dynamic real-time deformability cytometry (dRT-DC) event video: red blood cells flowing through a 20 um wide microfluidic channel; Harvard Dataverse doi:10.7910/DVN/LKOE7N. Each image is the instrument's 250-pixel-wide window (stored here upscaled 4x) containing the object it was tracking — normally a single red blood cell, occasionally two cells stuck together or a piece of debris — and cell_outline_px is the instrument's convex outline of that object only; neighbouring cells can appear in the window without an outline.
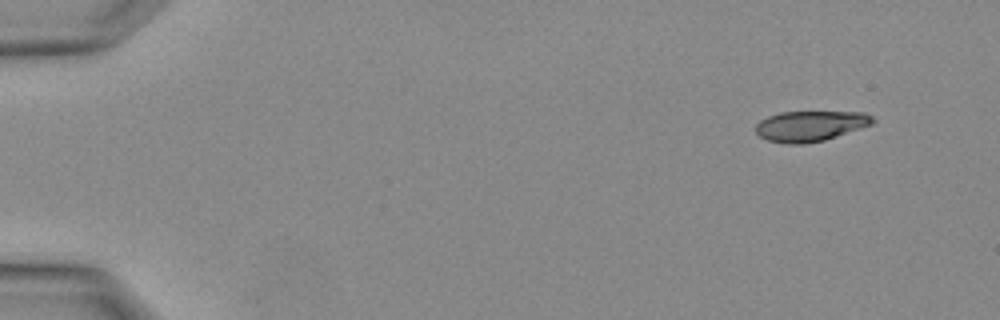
{"species": "Egyptian fruit bat (a non-hibernating species)", "species_latin": "Rousettus aegyptiacus", "temperature_condition": "warm", "stored_images_in_passage": 3, "camera_frame_rate_fps": 3000, "um_per_image_px": 0.085, "animal": {"sex": "female"}, "frame": {"image": 1, "passage_image": 1, "time_ms": 0.0, "image_size_px": [1000, 320], "cell_outline_px": [[876, 120], [872, 124], [824, 140], [804, 144], [788, 144], [768, 140], [760, 136], [756, 132], [756, 124], [760, 120], [768, 116], [780, 112], [864, 112], [872, 116]], "centroid_in_image_um": [68.87, 10.7], "position_along_channel_um": 16.1, "area_um2": 20.63}}
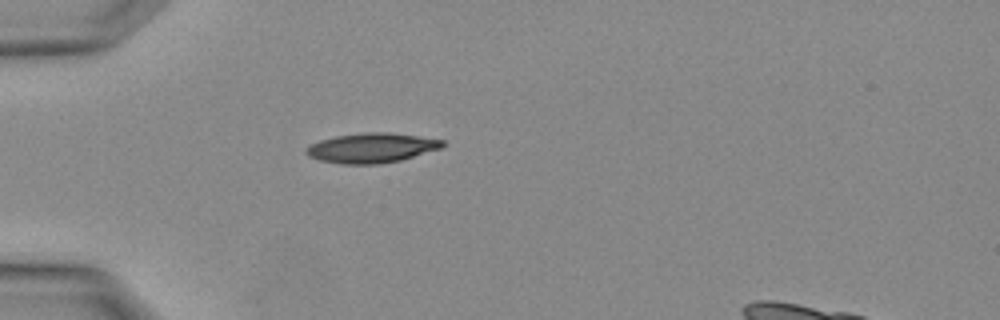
{"frame": {"image": 2, "passage_image": 3, "time_ms": 0.667, "image_size_px": [1000, 320], "cell_outline_px": [[444, 144], [440, 148], [400, 160], [376, 164], [340, 164], [320, 160], [308, 156], [304, 152], [304, 148], [320, 140], [336, 136], [368, 132], [392, 132], [444, 140]], "centroid_in_image_um": [31.54, 12.57], "position_along_channel_um": 53.5, "area_um2": 23.47}}